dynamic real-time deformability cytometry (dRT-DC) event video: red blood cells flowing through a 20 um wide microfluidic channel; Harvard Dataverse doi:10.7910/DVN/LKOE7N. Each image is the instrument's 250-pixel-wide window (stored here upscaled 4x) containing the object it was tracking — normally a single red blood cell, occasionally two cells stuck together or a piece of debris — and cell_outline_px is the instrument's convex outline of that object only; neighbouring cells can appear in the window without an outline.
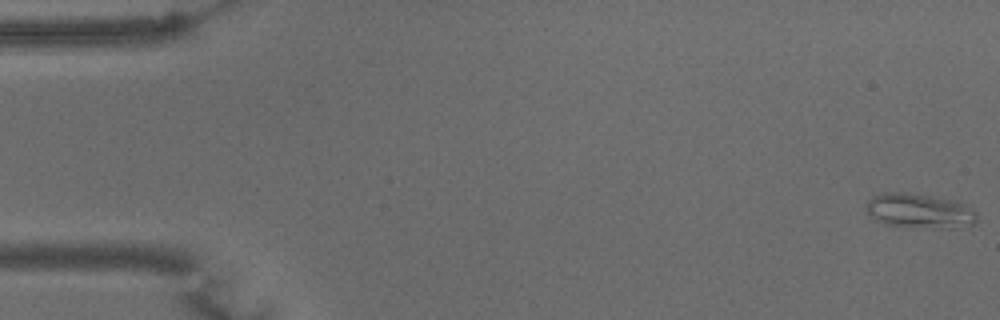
{"species": "common noctule bat (a hibernating species)", "species_latin": "Nyctalus noctula", "temperature_condition": "warm", "stored_images_in_passage": 56, "camera_frame_rate_fps": 3000, "um_per_image_px": 0.085, "animal": {"sex": "male", "body_mass_g": 15.6}, "frame": {"image": 1, "passage_image": 1, "time_ms": 0.0, "image_size_px": [1000, 320], "cell_outline_px": [[976, 220], [972, 224], [948, 228], [940, 228], [884, 224], [868, 216], [864, 208], [868, 200], [872, 196], [884, 192], [900, 192], [928, 196], [952, 200], [976, 212]], "centroid_in_image_um": [78.04, 17.92], "position_along_channel_um": 7.0, "area_um2": 21.85}}
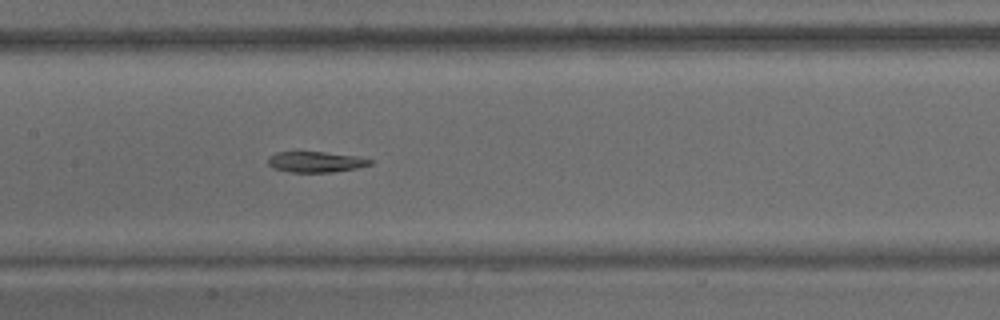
{"frame": {"image": 2, "passage_image": 27, "time_ms": 8.667, "image_size_px": [1000, 320], "cell_outline_px": [[372, 164], [356, 168], [332, 172], [288, 172], [272, 168], [268, 164], [268, 156], [276, 152], [324, 152], [356, 156], [372, 160]], "centroid_in_image_um": [26.79, 13.76], "position_along_channel_um": 180.6, "area_um2": 12.31}}
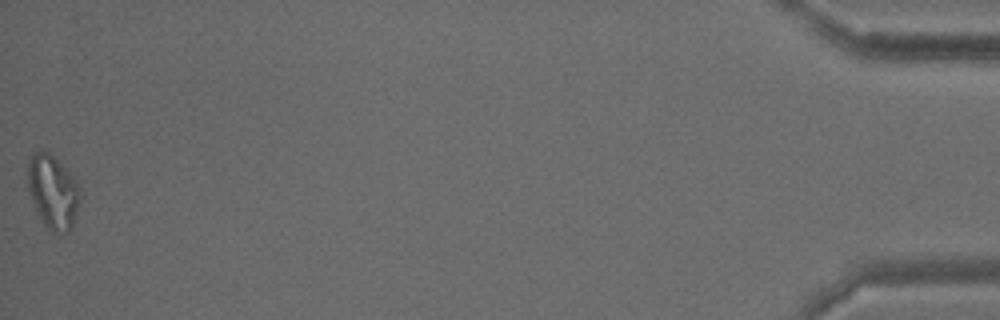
{"frame": {"image": 3, "passage_image": 56, "time_ms": 18.333, "image_size_px": [1000, 320], "cell_outline_px": [[80, 204], [72, 228], [68, 232], [52, 236], [44, 224], [32, 200], [28, 188], [28, 164], [32, 156], [40, 148], [48, 152], [76, 180], [80, 188]], "centroid_in_image_um": [4.52, 16.37], "position_along_channel_um": 430.7, "area_um2": 22.48}}